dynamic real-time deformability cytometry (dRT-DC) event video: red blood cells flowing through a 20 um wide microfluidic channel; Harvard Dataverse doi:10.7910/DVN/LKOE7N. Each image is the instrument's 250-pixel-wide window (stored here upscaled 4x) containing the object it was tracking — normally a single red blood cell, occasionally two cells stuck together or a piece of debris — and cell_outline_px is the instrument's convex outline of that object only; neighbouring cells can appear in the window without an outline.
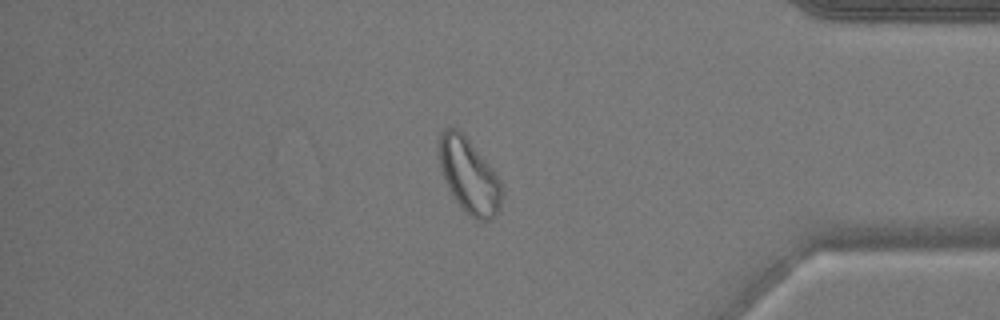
{"species": "common noctule bat (a hibernating species)", "species_latin": "Nyctalus noctula", "temperature_condition": "warm", "stored_images_in_passage": 53, "camera_frame_rate_fps": 3000, "um_per_image_px": 0.085, "animal": {"sex": "male", "body_mass_g": 17.9}, "frame": {"image": 1, "passage_image": 45, "time_ms": 14.667, "image_size_px": [1000, 320], "cell_outline_px": [[500, 208], [496, 216], [488, 220], [476, 220], [456, 200], [448, 188], [440, 164], [440, 132], [444, 128], [456, 128], [468, 140], [492, 168], [500, 180]], "centroid_in_image_um": [39.87, 14.94], "position_along_channel_um": 395.3, "area_um2": 26.3}}
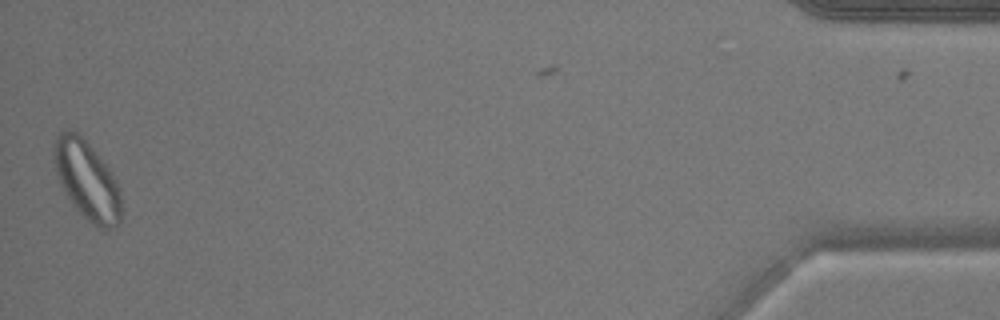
{"frame": {"image": 2, "passage_image": 52, "time_ms": 17.0, "image_size_px": [1000, 320], "cell_outline_px": [[120, 220], [108, 232], [104, 232], [92, 224], [76, 208], [60, 184], [56, 172], [52, 152], [56, 136], [60, 132], [68, 128], [76, 132], [88, 144], [108, 168], [116, 180], [120, 188]], "centroid_in_image_um": [7.38, 15.33], "position_along_channel_um": 427.8, "area_um2": 30.58}}